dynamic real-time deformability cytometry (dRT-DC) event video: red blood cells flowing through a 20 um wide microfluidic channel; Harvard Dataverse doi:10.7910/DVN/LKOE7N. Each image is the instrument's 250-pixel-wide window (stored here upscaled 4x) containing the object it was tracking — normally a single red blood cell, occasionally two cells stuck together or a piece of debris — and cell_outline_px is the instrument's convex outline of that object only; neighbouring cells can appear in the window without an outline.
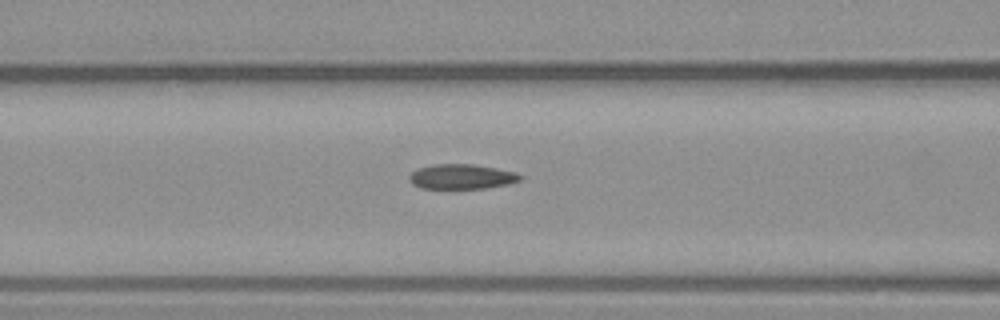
{"species": "common noctule bat (a hibernating species)", "species_latin": "Nyctalus noctula", "temperature_condition": "warm", "stored_images_in_passage": 8, "segment_of_instrument_passage": [1, 2], "camera_frame_rate_fps": 3000, "um_per_image_px": 0.085, "animal": {"sex": "male", "body_mass_g": 23.1, "forearm_length_mm": 52.7}, "frame": {"image": 1, "passage_image": 7, "time_ms": 8.667, "image_size_px": [1000, 320], "cell_outline_px": [[524, 176], [520, 180], [508, 184], [484, 188], [420, 188], [412, 184], [408, 176], [416, 168], [432, 164], [472, 164], [496, 168], [516, 172]], "centroid_in_image_um": [39.22, 15.0], "position_along_channel_um": 127.4, "area_um2": 16.13}}